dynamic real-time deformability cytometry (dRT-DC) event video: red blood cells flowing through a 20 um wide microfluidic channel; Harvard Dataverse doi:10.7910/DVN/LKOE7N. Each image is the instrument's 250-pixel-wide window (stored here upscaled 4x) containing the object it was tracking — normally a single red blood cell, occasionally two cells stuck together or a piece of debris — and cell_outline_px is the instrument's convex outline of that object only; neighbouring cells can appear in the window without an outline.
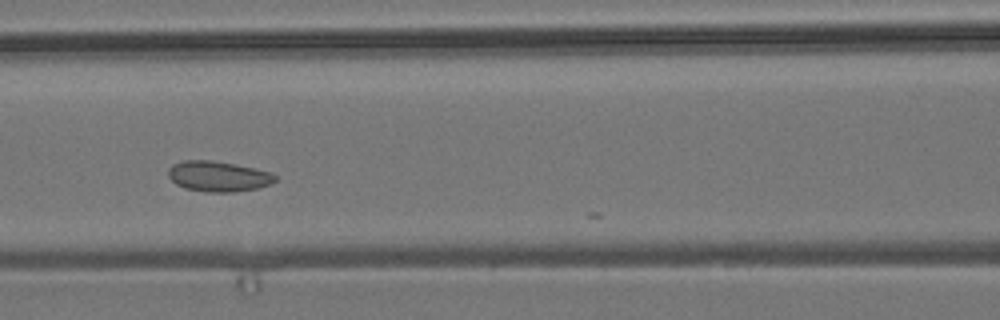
{"species": "common noctule bat (a hibernating species)", "species_latin": "Nyctalus noctula", "temperature_condition": "room temperature", "stored_images_in_passage": 21, "camera_frame_rate_fps": 3000, "um_per_image_px": 0.085, "animal": {"sex": "male", "body_mass_g": 19.2, "forearm_length_mm": 51.8}, "frame": {"image": 1, "passage_image": 20, "time_ms": 6.333, "image_size_px": [1000, 320], "cell_outline_px": [[276, 180], [260, 188], [232, 192], [204, 192], [184, 188], [176, 184], [168, 176], [168, 168], [172, 164], [184, 160], [212, 160], [272, 172], [276, 176]], "centroid_in_image_um": [18.52, 14.99], "position_along_channel_um": 148.1, "area_um2": 18.96}}